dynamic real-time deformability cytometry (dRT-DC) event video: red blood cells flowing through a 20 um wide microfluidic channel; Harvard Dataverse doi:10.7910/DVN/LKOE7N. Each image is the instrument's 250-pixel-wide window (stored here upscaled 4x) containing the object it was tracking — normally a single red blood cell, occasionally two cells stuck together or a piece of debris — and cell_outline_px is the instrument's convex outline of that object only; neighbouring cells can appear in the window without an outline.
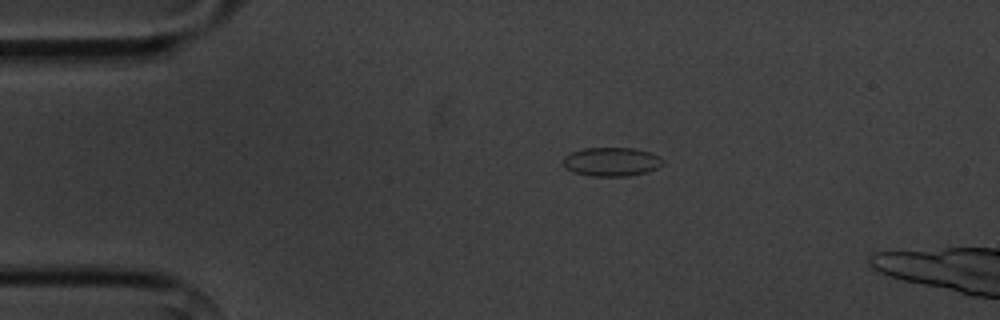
{"species": "common noctule bat (a hibernating species)", "species_latin": "Nyctalus noctula", "temperature_condition": "cold", "stored_images_in_passage": 2, "camera_frame_rate_fps": 3000, "um_per_image_px": 0.085, "animal": {"sex": "male", "body_mass_g": 20.1, "forearm_length_mm": 53.5}, "frame": {"image": 1, "passage_image": 1, "time_ms": 0.0, "image_size_px": [1000, 320], "cell_outline_px": [[664, 164], [648, 172], [628, 176], [592, 176], [572, 172], [564, 164], [564, 156], [572, 152], [584, 148], [632, 148], [652, 152], [660, 156], [664, 160]], "centroid_in_image_um": [52.03, 13.75], "position_along_channel_um": 33.0, "area_um2": 16.82}}